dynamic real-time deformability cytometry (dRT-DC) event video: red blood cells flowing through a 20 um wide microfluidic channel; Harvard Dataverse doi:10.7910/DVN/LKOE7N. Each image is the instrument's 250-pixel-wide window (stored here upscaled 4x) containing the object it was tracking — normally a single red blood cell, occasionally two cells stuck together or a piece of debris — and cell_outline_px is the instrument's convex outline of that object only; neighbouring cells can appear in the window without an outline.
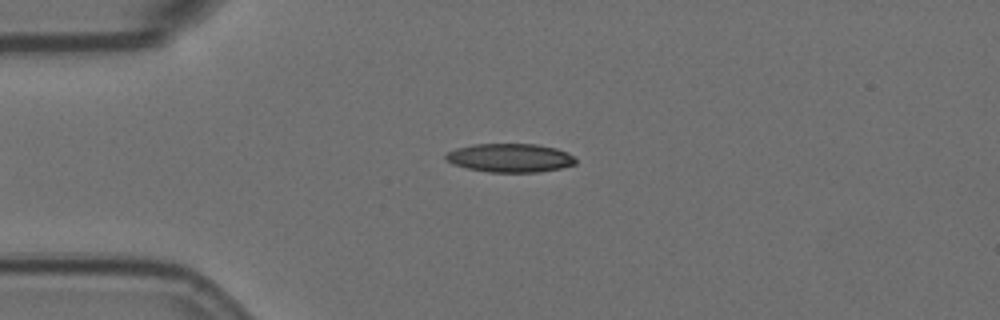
{"species": "Egyptian fruit bat (a non-hibernating species)", "species_latin": "Rousettus aegyptiacus", "temperature_condition": "room temperature", "stored_images_in_passage": 36, "camera_frame_rate_fps": 3000, "um_per_image_px": 0.085, "animal": {"sex": "female"}, "frame": {"image": 1, "passage_image": 2, "time_ms": 0.333, "image_size_px": [1000, 320], "cell_outline_px": [[576, 164], [560, 168], [540, 172], [488, 172], [468, 168], [452, 164], [444, 160], [444, 156], [448, 152], [456, 148], [472, 144], [536, 144], [556, 148], [568, 152], [576, 160]], "centroid_in_image_um": [43.33, 13.42], "position_along_channel_um": 41.7, "area_um2": 21.79}}
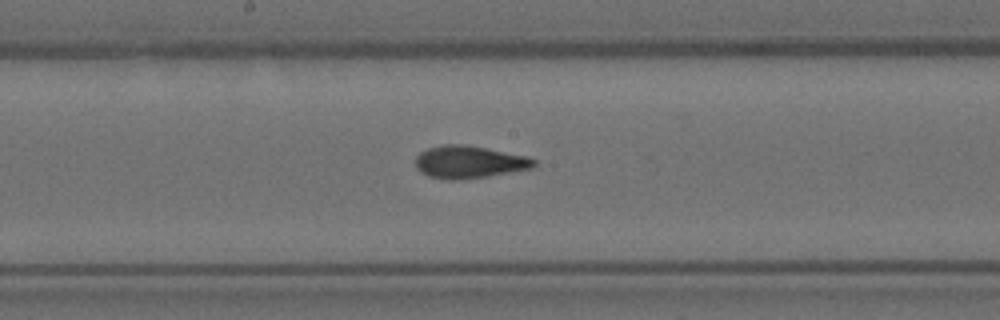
{"frame": {"image": 2, "passage_image": 18, "time_ms": 5.667, "image_size_px": [1000, 320], "cell_outline_px": [[536, 164], [532, 168], [488, 176], [456, 180], [444, 180], [428, 176], [420, 172], [416, 168], [416, 156], [420, 152], [428, 148], [440, 144], [464, 144], [528, 156], [536, 160]], "centroid_in_image_um": [39.85, 13.77], "position_along_channel_um": 208.4, "area_um2": 22.54}}
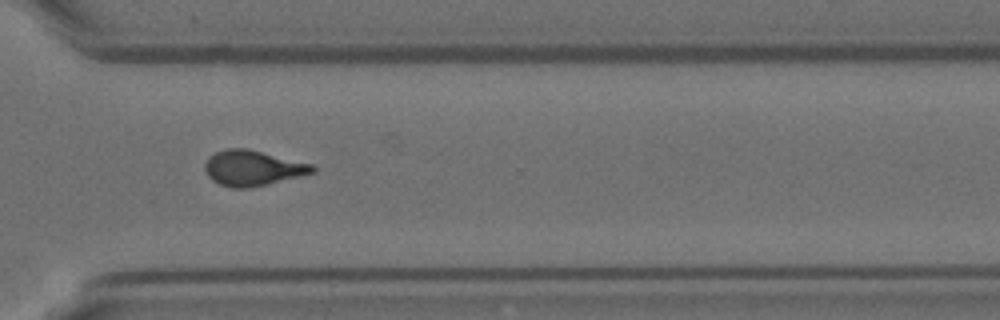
{"frame": {"image": 3, "passage_image": 30, "time_ms": 9.667, "image_size_px": [1000, 320], "cell_outline_px": [[316, 172], [248, 188], [232, 188], [220, 184], [212, 180], [208, 176], [204, 168], [204, 164], [208, 156], [216, 152], [228, 148], [248, 148], [312, 164], [316, 168]], "centroid_in_image_um": [21.45, 14.27], "position_along_channel_um": 349.2, "area_um2": 22.08}, "authors_computed_cell_mechanics": {"area_um2": 21.9929, "velocity_mm_per_s": 3.5295, "shape_relaxation_time_tau1_ms": 10.4832, "shape_relaxation_time_tau2_ms": 1.8242, "deformation_change_tau1": 0.2588, "deformation_change_tau2": 0.0936}}